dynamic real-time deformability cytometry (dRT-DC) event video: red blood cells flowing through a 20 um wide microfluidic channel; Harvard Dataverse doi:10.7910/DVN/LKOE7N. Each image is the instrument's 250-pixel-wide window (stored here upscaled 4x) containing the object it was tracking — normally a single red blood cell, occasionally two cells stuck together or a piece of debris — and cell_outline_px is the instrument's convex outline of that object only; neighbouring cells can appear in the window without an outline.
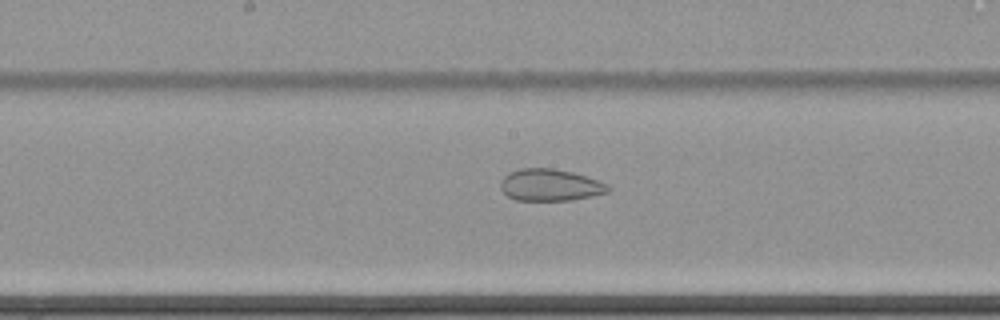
{"species": "common noctule bat (a hibernating species)", "species_latin": "Nyctalus noctula", "temperature_condition": "cold", "stored_images_in_passage": 62, "camera_frame_rate_fps": 3000, "um_per_image_px": 0.085, "animal": {"sex": "female", "body_mass_g": 22.7, "forearm_length_mm": 54.2}, "frame": {"image": 1, "passage_image": 35, "time_ms": 11.333, "image_size_px": [1000, 320], "cell_outline_px": [[612, 188], [608, 192], [592, 196], [572, 200], [516, 200], [508, 196], [500, 188], [500, 180], [508, 172], [520, 168], [552, 168], [572, 172], [600, 180], [608, 184]], "centroid_in_image_um": [46.77, 15.72], "position_along_channel_um": 201.4, "area_um2": 20.17}}
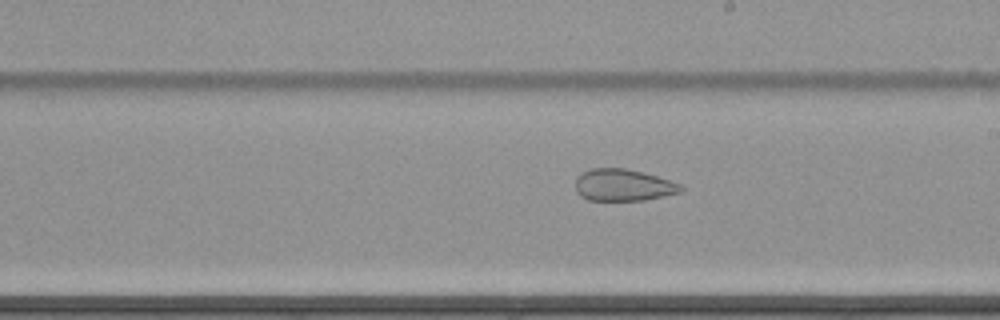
{"frame": {"image": 2, "passage_image": 38, "time_ms": 12.333, "image_size_px": [1000, 320], "cell_outline_px": [[684, 188], [680, 192], [664, 196], [644, 200], [588, 200], [580, 196], [576, 192], [576, 176], [592, 168], [624, 168], [656, 176], [680, 184]], "centroid_in_image_um": [52.94, 15.74], "position_along_channel_um": 236.1, "area_um2": 19.42}}
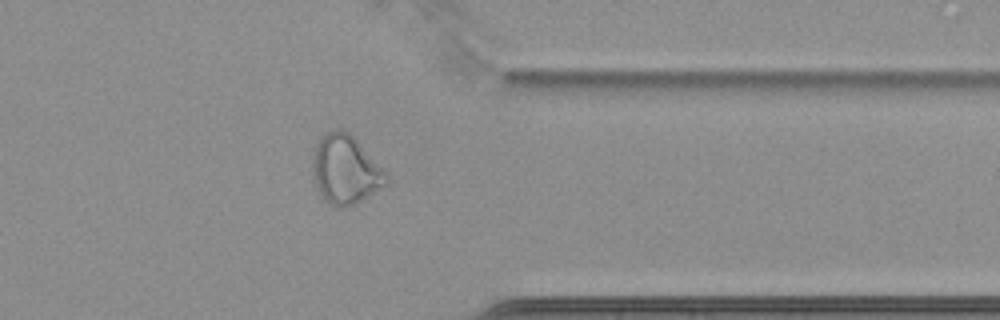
{"frame": {"image": 3, "passage_image": 51, "time_ms": 16.667, "image_size_px": [1000, 320], "cell_outline_px": [[392, 180], [388, 184], [356, 204], [340, 208], [324, 200], [320, 196], [316, 188], [312, 176], [312, 156], [316, 144], [328, 132], [340, 128], [348, 132], [388, 172]], "centroid_in_image_um": [29.39, 14.46], "position_along_channel_um": 382.0, "area_um2": 29.94}}